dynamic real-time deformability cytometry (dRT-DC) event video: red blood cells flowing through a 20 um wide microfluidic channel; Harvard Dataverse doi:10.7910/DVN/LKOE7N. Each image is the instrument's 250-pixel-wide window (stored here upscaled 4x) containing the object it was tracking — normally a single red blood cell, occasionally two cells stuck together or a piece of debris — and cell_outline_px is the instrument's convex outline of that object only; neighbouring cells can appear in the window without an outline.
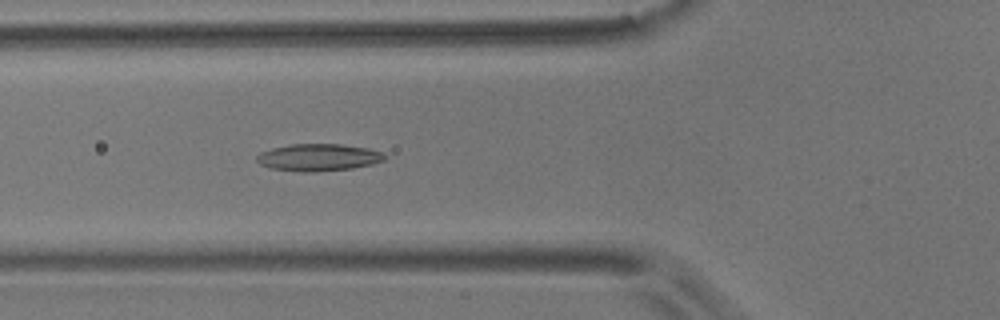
{"species": "common noctule bat (a hibernating species)", "species_latin": "Nyctalus noctula", "temperature_condition": "room temperature", "stored_images_in_passage": 6, "camera_frame_rate_fps": 3000, "um_per_image_px": 0.085, "animal": {"sex": "male", "body_mass_g": 17.9}, "frame": {"image": 1, "passage_image": 6, "time_ms": 1.667, "image_size_px": [1000, 320], "cell_outline_px": [[388, 156], [384, 160], [372, 164], [352, 168], [312, 172], [300, 172], [268, 168], [260, 164], [256, 160], [256, 156], [260, 152], [272, 148], [292, 144], [340, 144], [368, 148], [380, 152]], "centroid_in_image_um": [27.04, 13.38], "position_along_channel_um": 98.8, "area_um2": 20.29}}